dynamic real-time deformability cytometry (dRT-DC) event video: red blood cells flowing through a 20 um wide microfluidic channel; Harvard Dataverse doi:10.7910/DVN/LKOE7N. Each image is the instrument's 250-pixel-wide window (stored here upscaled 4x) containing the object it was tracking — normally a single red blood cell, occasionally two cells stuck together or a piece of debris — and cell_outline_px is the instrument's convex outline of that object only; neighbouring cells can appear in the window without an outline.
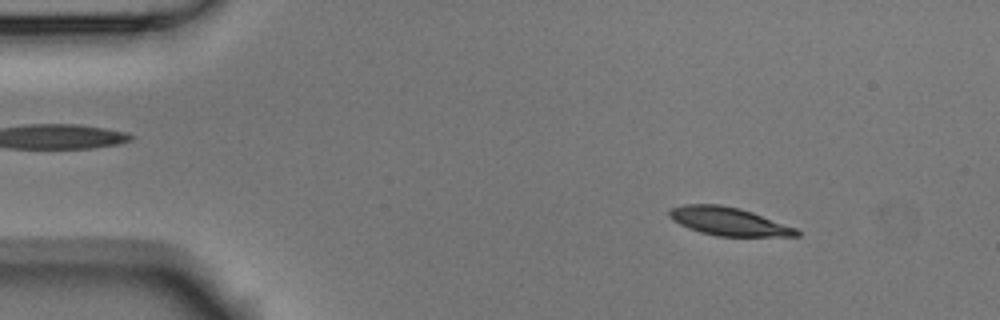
{"species": "Egyptian fruit bat (a non-hibernating species)", "species_latin": "Rousettus aegyptiacus", "temperature_condition": "room temperature", "stored_images_in_passage": 4, "camera_frame_rate_fps": 3000, "um_per_image_px": 0.085, "animal": {"sex": "male"}, "frame": {"image": 1, "passage_image": 2, "time_ms": 0.333, "image_size_px": [1000, 320], "cell_outline_px": [[800, 236], [716, 236], [700, 232], [688, 228], [672, 220], [668, 216], [668, 212], [672, 208], [684, 204], [720, 204], [740, 208], [752, 212], [796, 228], [800, 232]], "centroid_in_image_um": [61.91, 18.81], "position_along_channel_um": 23.1, "area_um2": 20.87}}
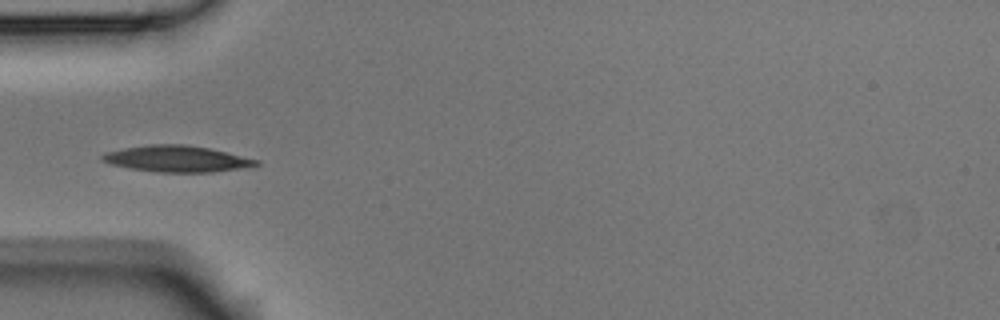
{"frame": {"image": 2, "passage_image": 4, "time_ms": 1.0, "image_size_px": [1000, 320], "cell_outline_px": [[260, 164], [248, 168], [212, 172], [156, 172], [132, 168], [112, 164], [100, 160], [100, 156], [104, 152], [124, 148], [148, 144], [184, 144], [208, 148], [260, 160]], "centroid_in_image_um": [15.05, 13.5], "position_along_channel_um": 70.0, "area_um2": 23.64}}